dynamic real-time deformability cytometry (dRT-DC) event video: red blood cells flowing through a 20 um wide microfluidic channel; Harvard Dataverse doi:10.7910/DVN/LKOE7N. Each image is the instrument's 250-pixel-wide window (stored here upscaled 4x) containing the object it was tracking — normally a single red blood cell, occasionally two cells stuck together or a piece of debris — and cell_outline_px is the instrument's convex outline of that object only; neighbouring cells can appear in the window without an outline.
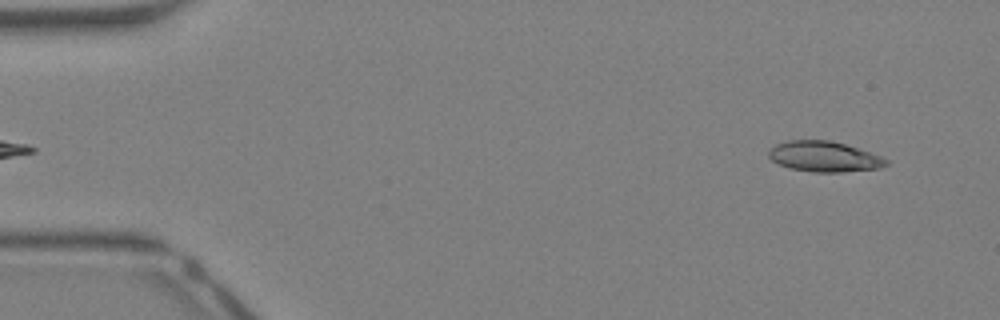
{"species": "Egyptian fruit bat (a non-hibernating species)", "species_latin": "Rousettus aegyptiacus", "temperature_condition": "warm", "stored_images_in_passage": 41, "camera_frame_rate_fps": 3000, "um_per_image_px": 0.085, "animal": {"sex": "female"}, "frame": {"image": 1, "passage_image": 2, "time_ms": 0.333, "image_size_px": [1000, 320], "cell_outline_px": [[888, 164], [880, 168], [844, 172], [812, 172], [788, 168], [772, 160], [768, 156], [768, 152], [776, 144], [788, 140], [828, 140], [844, 144], [880, 156], [888, 160]], "centroid_in_image_um": [70.03, 13.32], "position_along_channel_um": 15.0, "area_um2": 20.69}}
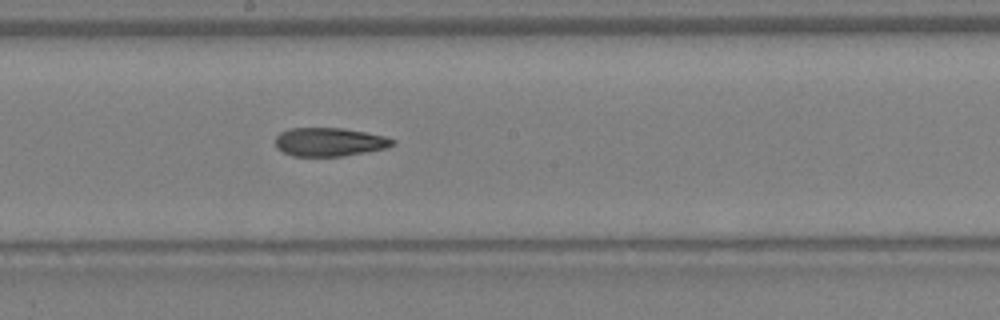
{"frame": {"image": 2, "passage_image": 22, "time_ms": 7.0, "image_size_px": [1000, 320], "cell_outline_px": [[396, 144], [384, 148], [364, 152], [340, 156], [292, 156], [276, 148], [276, 136], [280, 132], [288, 128], [344, 128], [384, 136], [396, 140]], "centroid_in_image_um": [27.97, 12.06], "position_along_channel_um": 220.2, "area_um2": 19.42}}
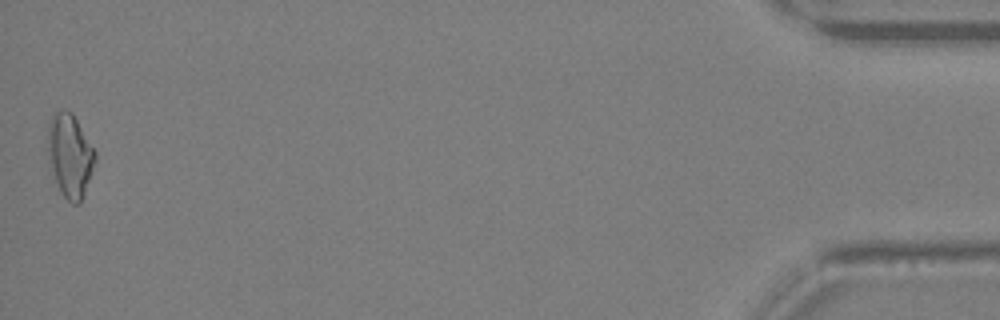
{"frame": {"image": 3, "passage_image": 41, "time_ms": 13.333, "image_size_px": [1000, 320], "cell_outline_px": [[96, 160], [80, 204], [72, 204], [64, 196], [56, 180], [52, 168], [48, 148], [48, 124], [52, 116], [60, 108], [64, 108], [72, 112], [96, 152]], "centroid_in_image_um": [5.96, 13.17], "position_along_channel_um": 429.2, "area_um2": 22.54}, "authors_computed_cell_mechanics": {"area_um2": 20.4612, "velocity_mm_per_s": 4.8275, "shape_relaxation_time_tau1_ms": null, "shape_relaxation_time_tau2_ms": 4.1578, "deformation_change_tau1": null, "deformation_change_tau2": 0.1356}}